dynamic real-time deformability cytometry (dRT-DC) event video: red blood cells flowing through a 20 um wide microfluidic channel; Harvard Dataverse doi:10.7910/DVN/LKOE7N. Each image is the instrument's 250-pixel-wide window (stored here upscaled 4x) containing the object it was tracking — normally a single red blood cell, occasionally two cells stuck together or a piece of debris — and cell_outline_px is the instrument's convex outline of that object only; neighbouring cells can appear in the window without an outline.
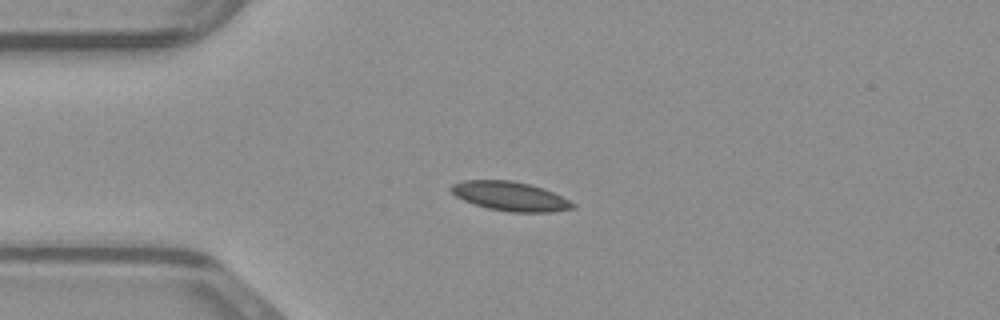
{"species": "common noctule bat (a hibernating species)", "species_latin": "Nyctalus noctula", "temperature_condition": "warm", "stored_images_in_passage": 38, "camera_frame_rate_fps": 3000, "um_per_image_px": 0.085, "animal": {"sex": "male", "body_mass_g": 23.1, "forearm_length_mm": 52.7}, "frame": {"image": 1, "passage_image": 1, "time_ms": 0.0, "image_size_px": [1000, 320], "cell_outline_px": [[576, 208], [548, 212], [512, 212], [488, 208], [464, 200], [456, 196], [448, 188], [452, 184], [464, 180], [512, 180], [528, 184], [552, 192], [576, 204]], "centroid_in_image_um": [43.35, 16.68], "position_along_channel_um": 41.7, "area_um2": 20.4}}
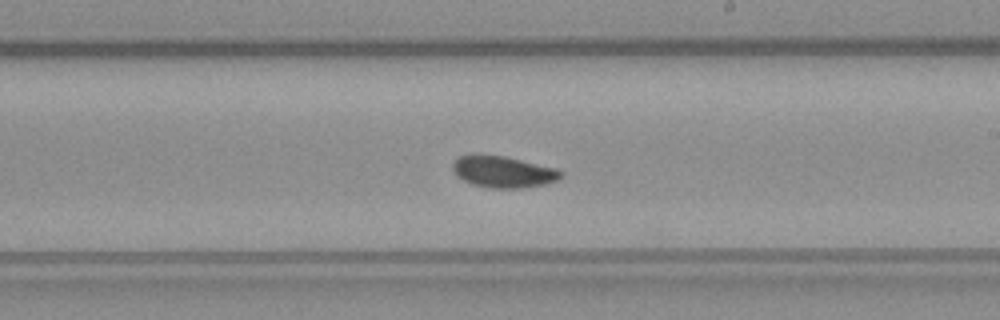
{"frame": {"image": 2, "passage_image": 17, "time_ms": 5.333, "image_size_px": [1000, 320], "cell_outline_px": [[564, 176], [560, 180], [544, 184], [520, 188], [492, 188], [472, 184], [456, 176], [452, 168], [452, 164], [456, 156], [476, 152], [480, 152], [504, 156], [556, 168], [564, 172]], "centroid_in_image_um": [42.73, 14.57], "position_along_channel_um": 246.3, "area_um2": 20.46}}
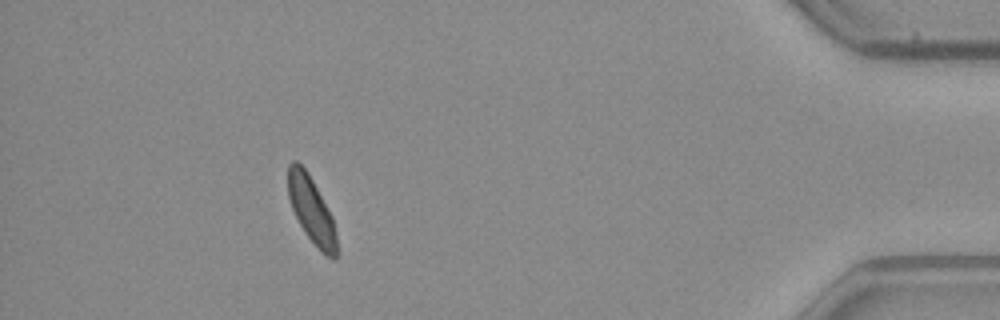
{"frame": {"image": 3, "passage_image": 33, "time_ms": 10.667, "image_size_px": [1000, 320], "cell_outline_px": [[340, 252], [336, 256], [328, 256], [320, 252], [308, 236], [300, 224], [292, 208], [288, 196], [288, 164], [292, 160], [296, 160], [308, 172], [332, 216]], "centroid_in_image_um": [26.48, 17.85], "position_along_channel_um": 408.7, "area_um2": 18.73}}